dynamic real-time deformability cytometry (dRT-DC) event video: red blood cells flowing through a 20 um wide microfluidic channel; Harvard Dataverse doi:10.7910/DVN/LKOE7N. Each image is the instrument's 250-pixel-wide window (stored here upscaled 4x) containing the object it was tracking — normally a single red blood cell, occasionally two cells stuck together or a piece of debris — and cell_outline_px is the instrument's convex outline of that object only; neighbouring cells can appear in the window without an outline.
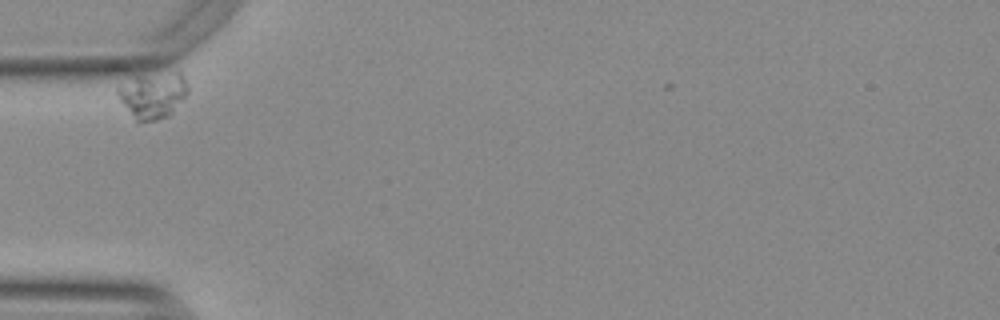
{"species": "Egyptian fruit bat (a non-hibernating species)", "species_latin": "Rousettus aegyptiacus", "temperature_condition": "warm", "stored_images_in_passage": 36, "camera_frame_rate_fps": 3000, "um_per_image_px": 0.085, "animal": {"sex": "female"}, "frame": {"image": 1, "passage_image": 2, "time_ms": 0.333, "image_size_px": [1000, 320], "cell_outline_px": [[188, 92], [172, 112], [168, 116], [156, 120], [136, 120], [120, 100], [116, 88], [136, 76], [176, 72], [180, 72], [184, 76], [188, 88]], "centroid_in_image_um": [13.01, 8.07], "position_along_channel_um": 72.0, "area_um2": 18.26}}
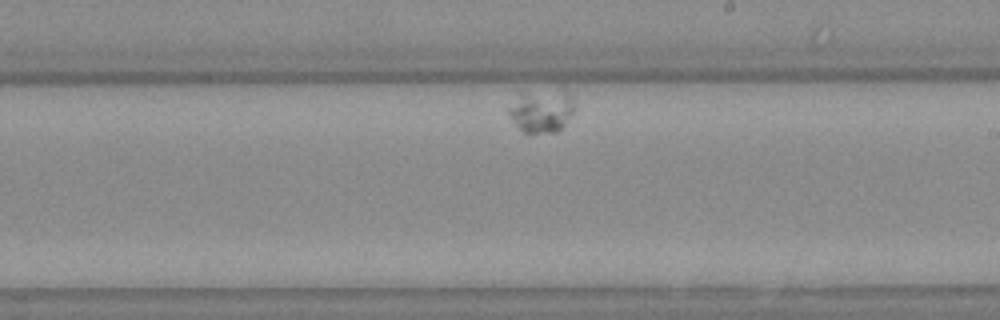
{"frame": {"image": 2, "passage_image": 21, "time_ms": 6.667, "image_size_px": [1000, 320], "cell_outline_px": [[572, 112], [564, 124], [556, 132], [532, 136], [528, 136], [508, 116], [508, 108], [516, 92], [564, 88], [568, 92], [572, 100]], "centroid_in_image_um": [45.96, 9.4], "position_along_channel_um": 243.0, "area_um2": 17.22}}
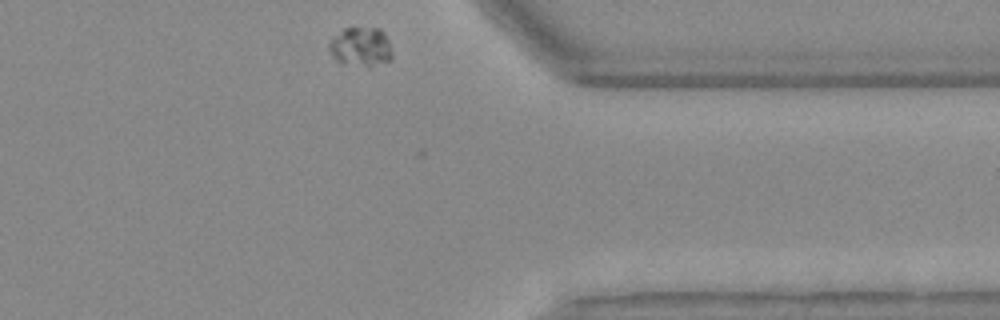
{"frame": {"image": 3, "passage_image": 36, "time_ms": 11.667, "image_size_px": [1000, 320], "cell_outline_px": [[392, 60], [372, 68], [368, 68], [340, 64], [332, 56], [328, 48], [328, 44], [344, 28], [380, 28], [384, 32], [388, 40], [392, 52]], "centroid_in_image_um": [30.69, 4.04], "position_along_channel_um": 380.7, "area_um2": 14.85}}